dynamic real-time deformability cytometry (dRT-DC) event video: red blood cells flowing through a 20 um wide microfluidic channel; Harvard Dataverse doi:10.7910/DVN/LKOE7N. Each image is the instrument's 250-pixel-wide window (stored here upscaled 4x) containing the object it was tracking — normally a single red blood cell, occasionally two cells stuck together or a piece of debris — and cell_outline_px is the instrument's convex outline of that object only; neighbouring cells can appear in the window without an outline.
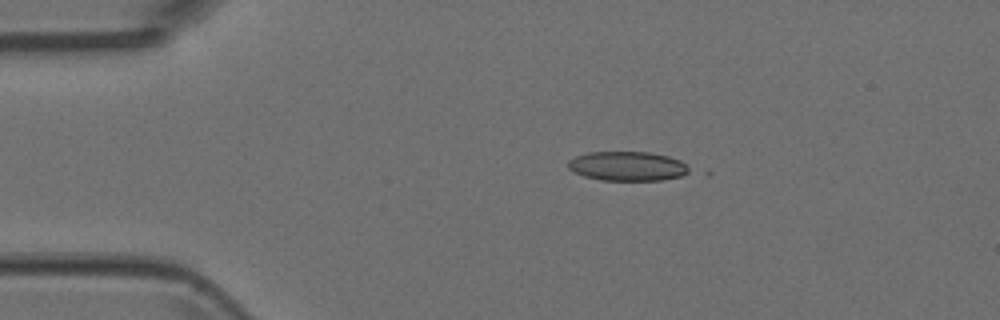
{"species": "Egyptian fruit bat (a non-hibernating species)", "species_latin": "Rousettus aegyptiacus", "temperature_condition": "room temperature", "stored_images_in_passage": 3, "camera_frame_rate_fps": 3000, "um_per_image_px": 0.085, "animal": {"sex": "female"}, "frame": {"image": 1, "passage_image": 1, "time_ms": 0.0, "image_size_px": [1000, 320], "cell_outline_px": [[688, 172], [680, 176], [660, 180], [600, 180], [584, 176], [568, 168], [568, 160], [576, 156], [588, 152], [648, 152], [668, 156], [680, 160], [688, 168]], "centroid_in_image_um": [53.3, 14.12], "position_along_channel_um": 31.7, "area_um2": 20.46}}